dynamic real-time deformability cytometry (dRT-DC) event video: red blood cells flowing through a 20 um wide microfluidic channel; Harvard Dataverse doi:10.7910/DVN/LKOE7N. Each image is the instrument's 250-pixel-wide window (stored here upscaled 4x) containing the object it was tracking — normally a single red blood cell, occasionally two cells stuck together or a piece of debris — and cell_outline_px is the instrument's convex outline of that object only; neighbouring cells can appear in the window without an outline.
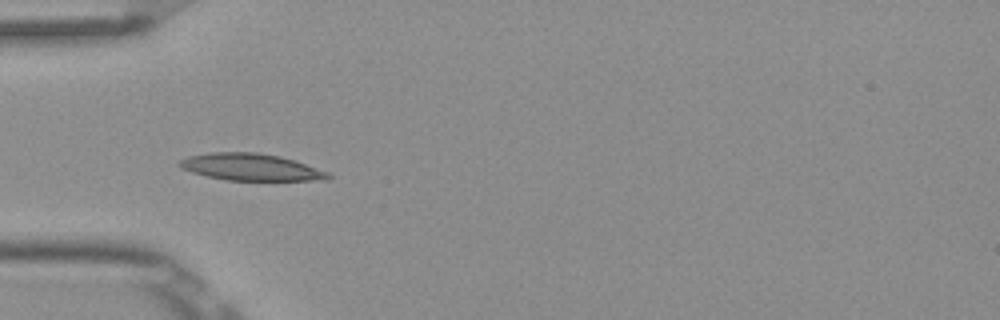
{"species": "Egyptian fruit bat (a non-hibernating species)", "species_latin": "Rousettus aegyptiacus", "temperature_condition": "room temperature", "stored_images_in_passage": 10, "camera_frame_rate_fps": 3000, "um_per_image_px": 0.085, "frame": {"image": 1, "passage_image": 5, "time_ms": 1.333, "image_size_px": [1000, 320], "cell_outline_px": [[332, 176], [328, 180], [228, 180], [208, 176], [192, 172], [180, 168], [176, 164], [180, 160], [188, 156], [212, 152], [256, 152], [280, 156], [328, 172]], "centroid_in_image_um": [21.28, 14.2], "position_along_channel_um": 63.7, "area_um2": 23.12}}
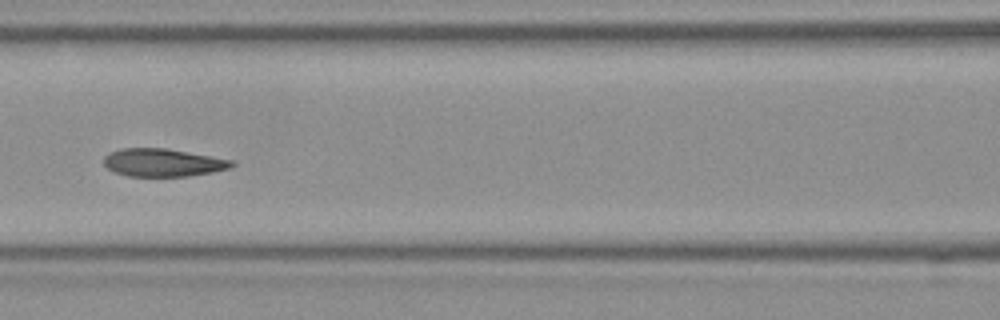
{"frame": {"image": 2, "passage_image": 7, "time_ms": 2.0, "image_size_px": [1000, 320], "cell_outline_px": [[236, 164], [232, 168], [212, 172], [188, 176], [128, 176], [116, 172], [108, 168], [104, 164], [104, 156], [108, 152], [120, 148], [168, 148], [236, 160]], "centroid_in_image_um": [13.9, 13.8], "position_along_channel_um": 152.7, "area_um2": 21.1}}
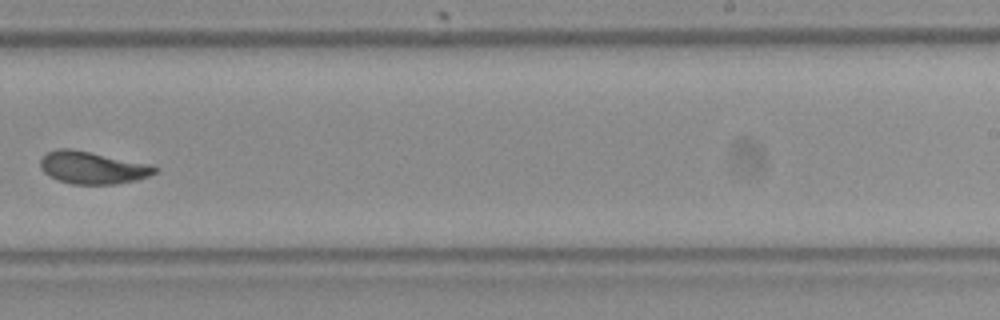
{"frame": {"image": 3, "passage_image": 10, "time_ms": 3.0, "image_size_px": [1000, 320], "cell_outline_px": [[160, 168], [156, 172], [148, 176], [136, 180], [116, 184], [72, 184], [56, 180], [44, 172], [40, 168], [40, 160], [48, 152], [56, 148], [72, 148], [148, 164]], "centroid_in_image_um": [7.83, 14.25], "position_along_channel_um": 281.2, "area_um2": 21.56}}